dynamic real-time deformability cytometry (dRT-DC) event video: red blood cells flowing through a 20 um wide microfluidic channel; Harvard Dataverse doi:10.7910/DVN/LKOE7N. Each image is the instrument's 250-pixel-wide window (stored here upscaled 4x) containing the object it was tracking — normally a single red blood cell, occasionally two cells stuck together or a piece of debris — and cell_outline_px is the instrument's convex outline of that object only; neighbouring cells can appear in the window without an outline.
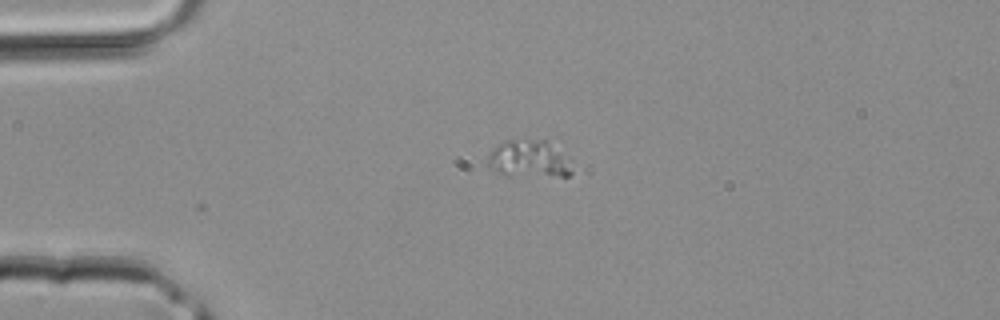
{"species": "common noctule bat (a hibernating species)", "species_latin": "Nyctalus noctula", "temperature_condition": "room temperature", "stored_images_in_passage": 2, "camera_frame_rate_fps": 3000, "um_per_image_px": 0.085, "animal": {"sex": "male", "body_mass_g": 20.4}, "frame": {"image": 1, "passage_image": 2, "time_ms": 0.333, "image_size_px": [1000, 320], "cell_outline_px": [[572, 172], [568, 176], [560, 176], [500, 172], [492, 168], [488, 164], [488, 156], [496, 144], [508, 140], [552, 136], [560, 136], [572, 160]], "centroid_in_image_um": [45.23, 13.33], "position_along_channel_um": 39.8, "area_um2": 19.71}}